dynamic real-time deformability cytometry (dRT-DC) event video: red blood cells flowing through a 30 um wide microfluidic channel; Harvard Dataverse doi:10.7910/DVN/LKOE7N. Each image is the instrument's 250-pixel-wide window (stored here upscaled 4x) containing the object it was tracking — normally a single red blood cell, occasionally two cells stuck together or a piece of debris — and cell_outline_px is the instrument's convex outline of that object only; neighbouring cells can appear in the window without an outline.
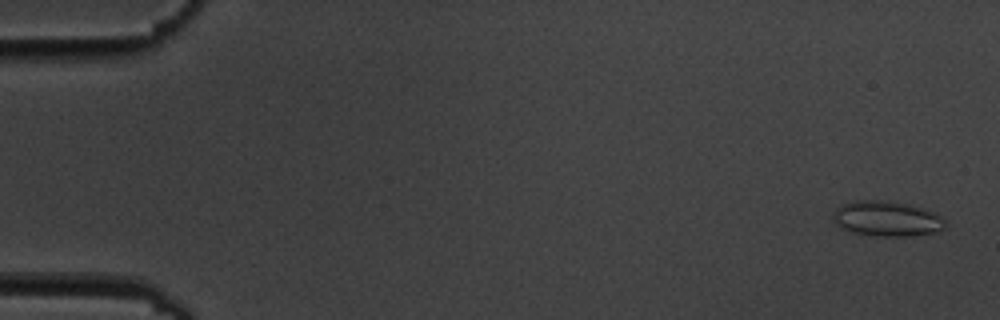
{"species": "common noctule bat (a hibernating species)", "species_latin": "Nyctalus noctula", "temperature_condition": "cold", "stored_images_in_passage": 8, "camera_frame_rate_fps": 3000, "um_per_image_px": 0.085, "animal": {"sex": "male", "body_mass_g": 19.5, "forearm_length_mm": 54.6}, "frame": {"image": 1, "passage_image": 1, "time_ms": 0.0, "image_size_px": [1000, 320], "cell_outline_px": [[948, 224], [944, 228], [936, 232], [912, 236], [872, 236], [852, 232], [840, 228], [832, 220], [832, 212], [840, 204], [852, 200], [880, 200], [908, 204], [936, 212]], "centroid_in_image_um": [75.34, 18.59], "position_along_channel_um": 9.7, "area_um2": 23.47}}
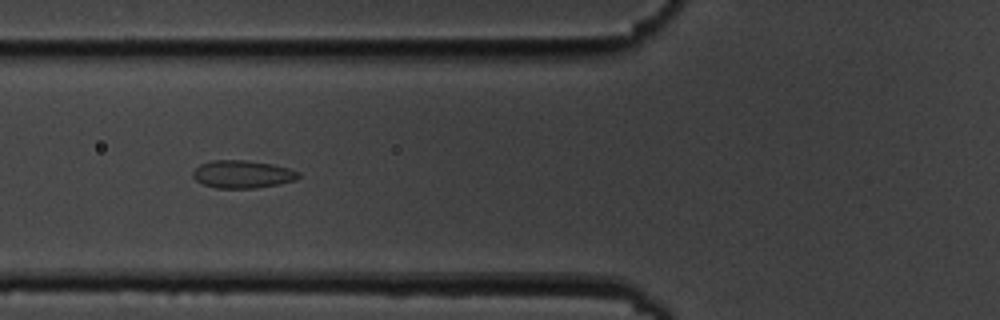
{"frame": {"image": 2, "passage_image": 7, "time_ms": 6.667, "image_size_px": [1000, 320], "cell_outline_px": [[300, 176], [296, 180], [256, 188], [216, 188], [204, 184], [196, 180], [192, 176], [192, 172], [200, 164], [212, 160], [244, 160], [272, 164], [288, 168], [300, 172]], "centroid_in_image_um": [20.6, 14.8], "position_along_channel_um": 105.2, "area_um2": 16.99}}
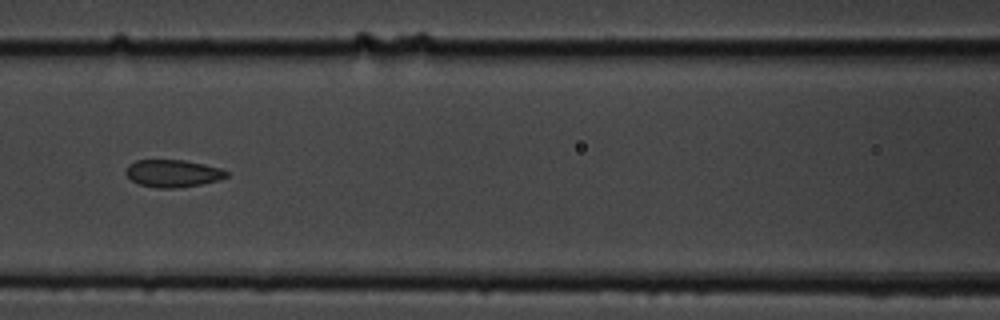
{"frame": {"image": 3, "passage_image": 8, "time_ms": 8.0, "image_size_px": [1000, 320], "cell_outline_px": [[228, 176], [220, 180], [200, 184], [176, 188], [156, 188], [140, 184], [132, 180], [124, 172], [128, 164], [136, 160], [184, 160], [204, 164], [220, 168], [228, 172]], "centroid_in_image_um": [14.69, 14.73], "position_along_channel_um": 151.9, "area_um2": 16.07}}